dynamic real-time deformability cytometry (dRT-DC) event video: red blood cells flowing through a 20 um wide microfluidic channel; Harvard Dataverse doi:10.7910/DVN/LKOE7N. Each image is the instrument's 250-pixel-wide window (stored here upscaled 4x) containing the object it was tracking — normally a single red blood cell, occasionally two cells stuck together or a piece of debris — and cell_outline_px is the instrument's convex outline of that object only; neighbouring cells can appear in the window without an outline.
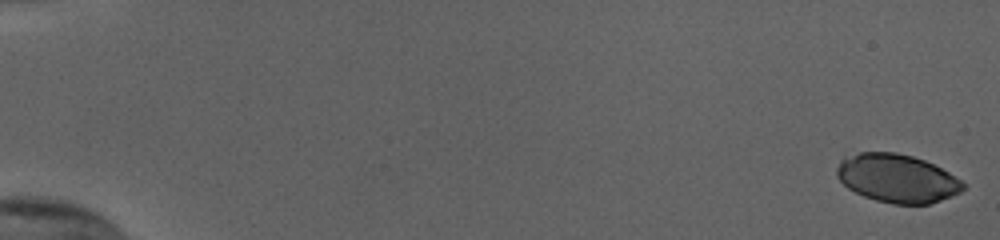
{"species": "human", "species_latin": "Homo sapiens", "temperature_condition": "cold", "stored_images_in_passage": 19, "camera_frame_rate_fps": 3000, "um_per_image_px": 0.085, "donor": {"sex": "female"}, "frame": {"image": 1, "passage_image": 1, "time_ms": 0.0, "image_size_px": [1000, 240], "cell_outline_px": [[968, 184], [960, 192], [940, 200], [928, 204], [892, 204], [876, 200], [864, 196], [848, 188], [836, 176], [836, 168], [840, 160], [844, 156], [860, 152], [896, 152], [912, 156], [924, 160], [948, 172]], "centroid_in_image_um": [76.23, 15.15], "position_along_channel_um": 8.8, "area_um2": 35.6}}
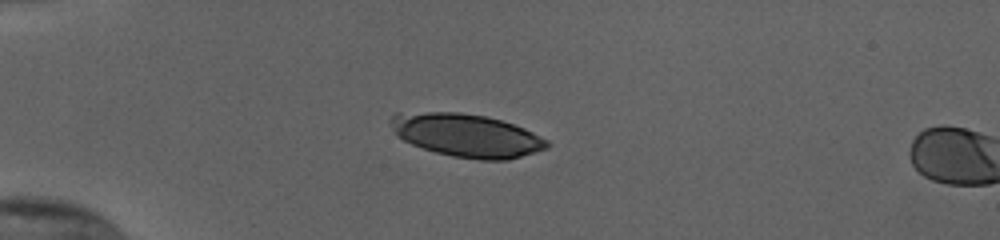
{"frame": {"image": 2, "passage_image": 16, "time_ms": 5.0, "image_size_px": [1000, 240], "cell_outline_px": [[552, 144], [548, 148], [508, 160], [480, 160], [452, 156], [436, 152], [412, 144], [396, 136], [388, 124], [392, 116], [396, 112], [460, 112], [484, 116], [500, 120], [524, 128], [548, 140]], "centroid_in_image_um": [39.64, 11.5], "position_along_channel_um": 45.4, "area_um2": 39.42}}